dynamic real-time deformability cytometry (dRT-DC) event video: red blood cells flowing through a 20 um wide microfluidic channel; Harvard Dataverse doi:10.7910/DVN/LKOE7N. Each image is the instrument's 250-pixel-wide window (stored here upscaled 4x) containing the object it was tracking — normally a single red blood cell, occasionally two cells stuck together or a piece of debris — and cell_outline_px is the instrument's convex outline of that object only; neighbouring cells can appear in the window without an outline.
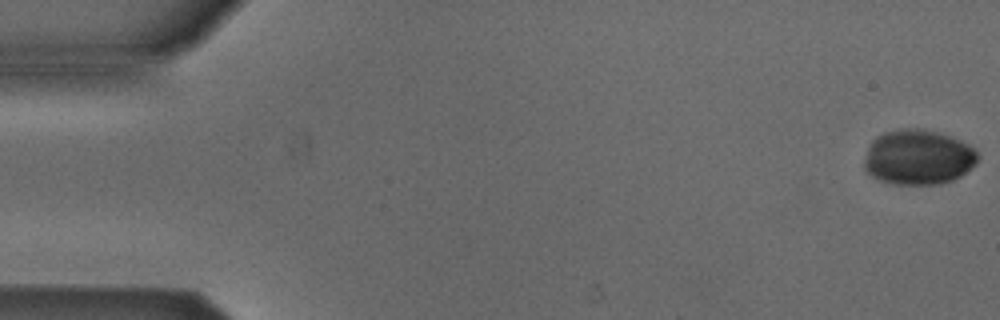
{"species": "Egyptian fruit bat (a non-hibernating species)", "species_latin": "Rousettus aegyptiacus", "temperature_condition": "cold", "stored_images_in_passage": 5, "camera_frame_rate_fps": 3000, "um_per_image_px": 0.085, "animal": {"sex": "male"}, "frame": {"image": 1, "passage_image": 1, "time_ms": 0.0, "image_size_px": [1000, 320], "cell_outline_px": [[980, 156], [976, 164], [960, 176], [952, 180], [940, 184], [896, 184], [880, 180], [872, 176], [864, 168], [864, 160], [868, 148], [872, 140], [876, 136], [884, 132], [900, 128], [924, 128], [960, 140], [968, 144]], "centroid_in_image_um": [78.04, 13.35], "position_along_channel_um": 7.0, "area_um2": 36.47}}
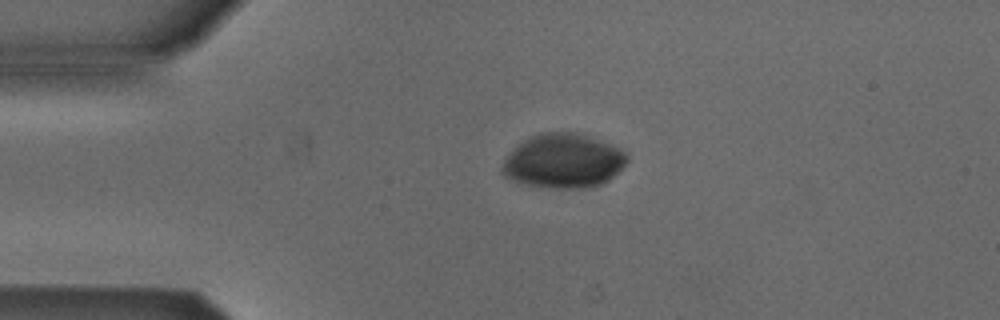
{"frame": {"image": 2, "passage_image": 4, "time_ms": 1.0, "image_size_px": [1000, 320], "cell_outline_px": [[628, 160], [608, 180], [600, 184], [584, 188], [552, 188], [520, 184], [504, 176], [500, 172], [500, 168], [504, 160], [512, 148], [516, 144], [528, 136], [540, 132], [580, 132], [612, 144], [620, 148], [628, 156]], "centroid_in_image_um": [47.82, 13.66], "position_along_channel_um": 37.2, "area_um2": 40.0}}